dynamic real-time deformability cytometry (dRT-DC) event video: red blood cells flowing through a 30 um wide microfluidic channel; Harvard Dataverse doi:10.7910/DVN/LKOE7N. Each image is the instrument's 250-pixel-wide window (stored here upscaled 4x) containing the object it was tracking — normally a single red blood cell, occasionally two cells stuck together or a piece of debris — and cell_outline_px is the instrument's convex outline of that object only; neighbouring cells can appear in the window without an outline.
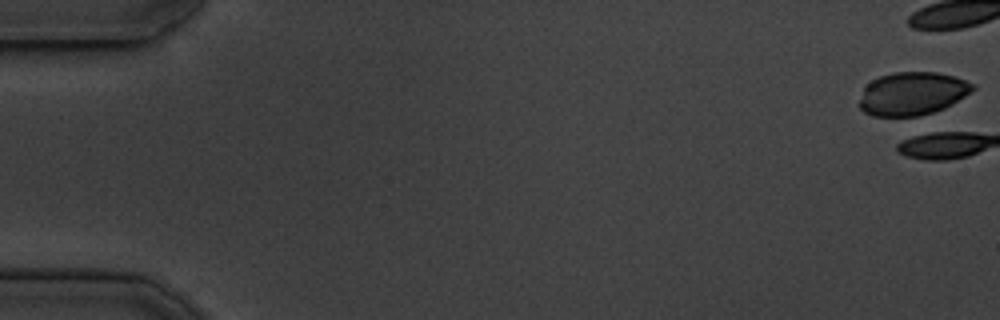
{"species": "common noctule bat (a hibernating species)", "species_latin": "Nyctalus noctula", "temperature_condition": "cold", "stored_images_in_passage": 2, "camera_frame_rate_fps": 3000, "um_per_image_px": 0.085, "animal": {"sex": "male", "body_mass_g": 19.5, "forearm_length_mm": 54.6}, "frame": {"image": 1, "passage_image": 1, "time_ms": 0.0, "image_size_px": [1000, 320], "cell_outline_px": [[976, 88], [952, 104], [944, 108], [912, 120], [872, 116], [864, 112], [860, 108], [860, 100], [864, 88], [872, 80], [880, 76], [892, 72], [936, 72], [952, 76], [964, 80], [972, 84]], "centroid_in_image_um": [77.51, 8.01], "position_along_channel_um": 7.5, "area_um2": 29.07}}